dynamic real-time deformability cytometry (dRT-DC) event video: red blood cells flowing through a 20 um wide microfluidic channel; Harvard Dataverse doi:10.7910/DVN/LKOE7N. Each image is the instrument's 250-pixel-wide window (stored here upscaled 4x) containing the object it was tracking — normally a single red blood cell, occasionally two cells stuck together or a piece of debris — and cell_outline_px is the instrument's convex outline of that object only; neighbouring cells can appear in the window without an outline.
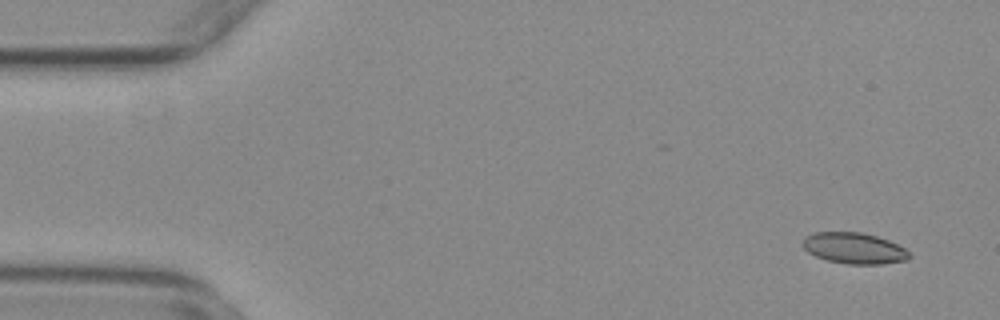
{"species": "common noctule bat (a hibernating species)", "species_latin": "Nyctalus noctula", "temperature_condition": "warm", "stored_images_in_passage": 54, "camera_frame_rate_fps": 3000, "um_per_image_px": 0.085, "animal": {"sex": "female", "body_mass_g": 29.2, "forearm_length_mm": 56.3}, "frame": {"image": 1, "passage_image": 2, "time_ms": 0.333, "image_size_px": [1000, 320], "cell_outline_px": [[912, 256], [908, 260], [880, 264], [848, 264], [828, 260], [816, 256], [808, 252], [804, 248], [804, 236], [812, 232], [860, 232], [876, 236], [888, 240], [904, 248]], "centroid_in_image_um": [72.6, 21.09], "position_along_channel_um": 12.4, "area_um2": 19.19}}
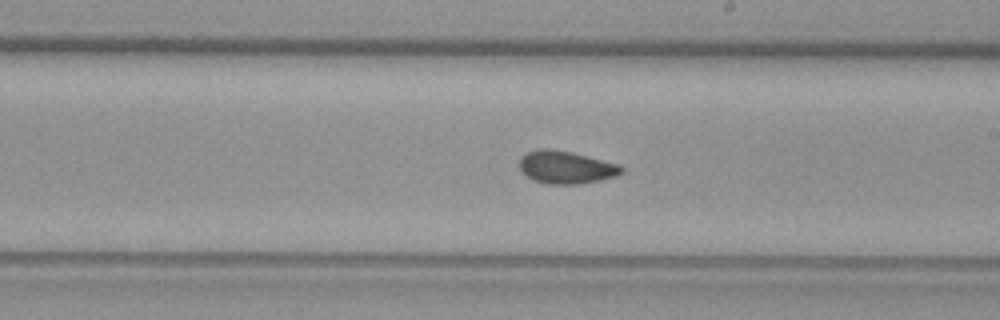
{"frame": {"image": 2, "passage_image": 30, "time_ms": 9.667, "image_size_px": [1000, 320], "cell_outline_px": [[624, 172], [616, 176], [600, 180], [580, 184], [544, 184], [532, 180], [520, 172], [520, 156], [524, 152], [540, 148], [548, 148], [572, 152], [620, 164], [624, 168]], "centroid_in_image_um": [48.08, 14.22], "position_along_channel_um": 240.9, "area_um2": 19.88}}
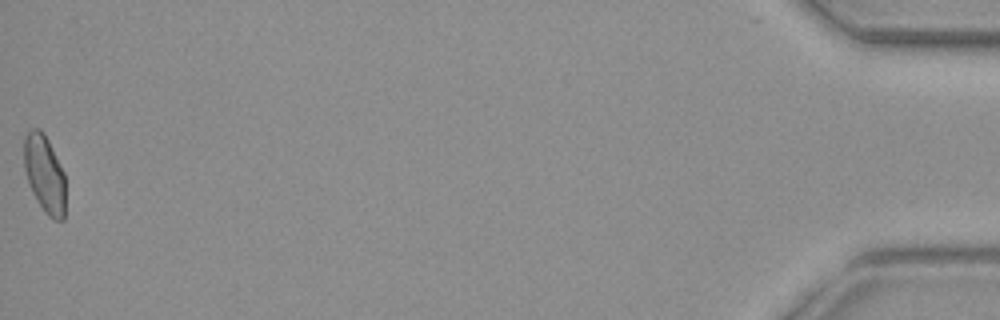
{"frame": {"image": 3, "passage_image": 54, "time_ms": 17.667, "image_size_px": [1000, 320], "cell_outline_px": [[64, 220], [52, 220], [44, 212], [36, 200], [28, 184], [24, 168], [24, 136], [32, 128], [40, 128], [44, 132], [64, 172]], "centroid_in_image_um": [3.77, 14.78], "position_along_channel_um": 431.4, "area_um2": 18.9}, "authors_computed_cell_mechanics": {"area_um2": 19.1896, "velocity_mm_per_s": 3.7318, "shape_relaxation_time_tau1_ms": null, "shape_relaxation_time_tau2_ms": 1.8788, "deformation_change_tau1": null, "deformation_change_tau2": 0.0627}}